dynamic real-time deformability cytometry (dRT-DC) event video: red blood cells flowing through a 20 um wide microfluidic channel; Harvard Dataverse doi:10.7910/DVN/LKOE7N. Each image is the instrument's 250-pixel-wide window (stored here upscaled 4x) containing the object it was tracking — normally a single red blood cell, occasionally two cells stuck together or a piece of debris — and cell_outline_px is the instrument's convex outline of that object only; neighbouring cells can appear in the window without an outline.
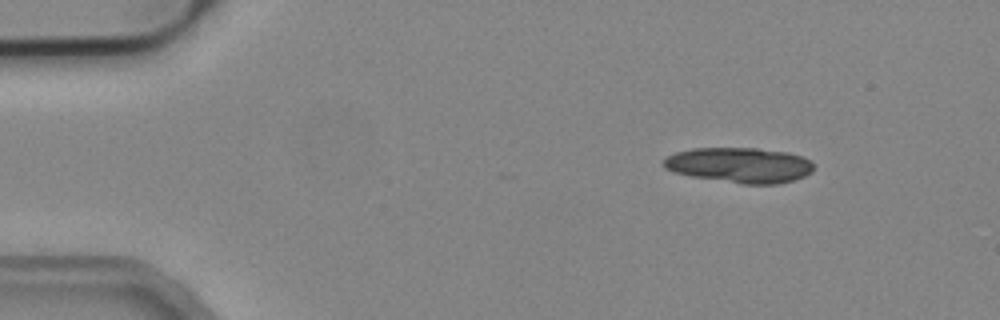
{"species": "common noctule bat (a hibernating species)", "species_latin": "Nyctalus noctula", "temperature_condition": "cold", "stored_images_in_passage": 3, "camera_frame_rate_fps": 3000, "um_per_image_px": 0.085, "animal": {"sex": "male", "body_mass_g": 19.2, "forearm_length_mm": 51.8}, "frame": {"image": 1, "passage_image": 1, "time_ms": 0.0, "image_size_px": [1000, 320], "cell_outline_px": [[812, 172], [804, 176], [792, 180], [776, 184], [740, 184], [692, 176], [672, 172], [664, 168], [664, 160], [668, 156], [676, 152], [692, 148], [756, 148], [788, 152], [804, 156], [812, 160]], "centroid_in_image_um": [62.88, 14.03], "position_along_channel_um": 22.1, "area_um2": 30.92}}